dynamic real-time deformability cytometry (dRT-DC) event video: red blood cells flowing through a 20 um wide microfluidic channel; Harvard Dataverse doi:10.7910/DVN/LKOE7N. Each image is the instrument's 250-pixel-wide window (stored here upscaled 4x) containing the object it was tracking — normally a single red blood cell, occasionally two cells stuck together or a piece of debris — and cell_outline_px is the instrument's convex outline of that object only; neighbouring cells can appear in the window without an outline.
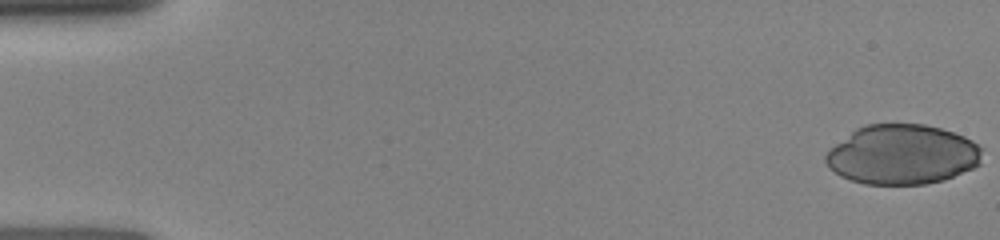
{"species": "human", "species_latin": "Homo sapiens", "temperature_condition": "room temperature", "stored_images_in_passage": 30, "camera_frame_rate_fps": 3000, "um_per_image_px": 0.085, "donor": {"sex": "female"}, "frame": {"image": 1, "passage_image": 1, "time_ms": 0.0, "image_size_px": [1000, 240], "cell_outline_px": [[984, 148], [980, 164], [972, 168], [944, 180], [924, 184], [864, 184], [840, 176], [828, 168], [824, 160], [824, 156], [836, 144], [856, 128], [868, 124], [924, 124], [940, 128], [964, 136], [972, 140]], "centroid_in_image_um": [76.71, 13.14], "position_along_channel_um": 8.3, "area_um2": 54.56}}